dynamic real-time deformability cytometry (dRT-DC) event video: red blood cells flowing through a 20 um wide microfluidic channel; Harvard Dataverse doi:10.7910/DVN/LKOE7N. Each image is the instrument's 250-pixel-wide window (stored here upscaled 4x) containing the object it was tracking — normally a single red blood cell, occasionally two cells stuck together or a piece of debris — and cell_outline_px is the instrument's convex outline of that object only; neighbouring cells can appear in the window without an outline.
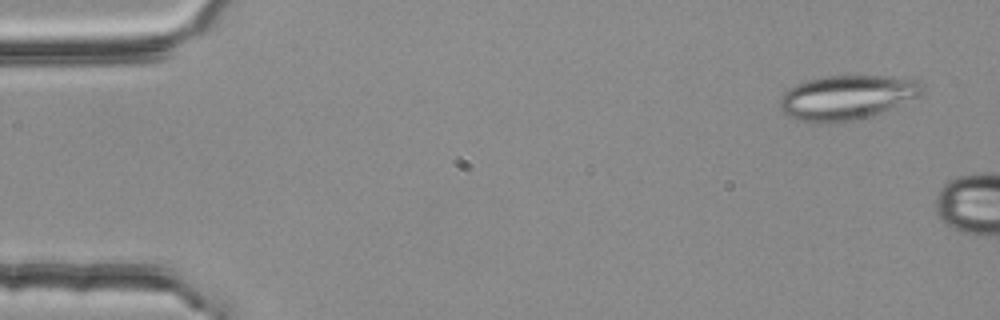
{"species": "common noctule bat (a hibernating species)", "species_latin": "Nyctalus noctula", "temperature_condition": "room temperature", "stored_images_in_passage": 2, "camera_frame_rate_fps": 3000, "um_per_image_px": 0.085, "animal": {"sex": "female", "body_mass_g": 25.1}, "frame": {"image": 1, "passage_image": 1, "time_ms": 0.0, "image_size_px": [1000, 320], "cell_outline_px": [[924, 88], [920, 96], [880, 112], [868, 116], [828, 124], [812, 124], [788, 116], [780, 108], [780, 100], [784, 92], [788, 88], [796, 84], [820, 76], [900, 76], [916, 80]], "centroid_in_image_um": [71.95, 8.27], "position_along_channel_um": 13.0, "area_um2": 36.88}}